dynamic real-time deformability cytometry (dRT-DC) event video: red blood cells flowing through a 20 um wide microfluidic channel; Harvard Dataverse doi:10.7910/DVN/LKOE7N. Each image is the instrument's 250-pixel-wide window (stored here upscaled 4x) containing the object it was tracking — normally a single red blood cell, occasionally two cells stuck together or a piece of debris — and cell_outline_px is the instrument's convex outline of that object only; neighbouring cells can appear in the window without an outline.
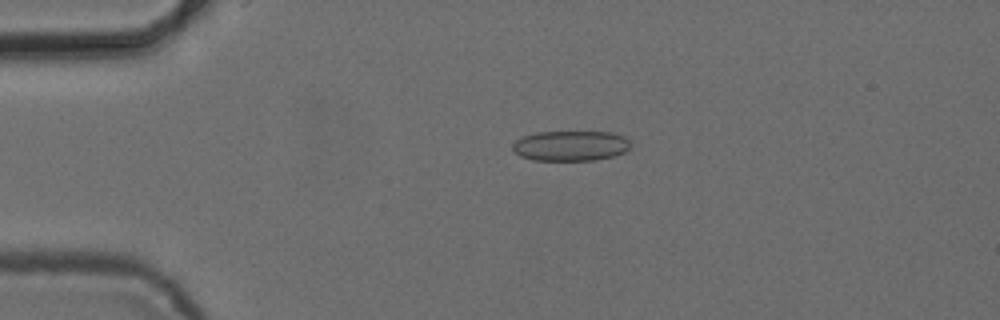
{"species": "common noctule bat (a hibernating species)", "species_latin": "Nyctalus noctula", "temperature_condition": "cold", "stored_images_in_passage": 5, "camera_frame_rate_fps": 3000, "um_per_image_px": 0.085, "animal": {"sex": "female", "body_mass_g": 24.6, "forearm_length_mm": 56.2}, "frame": {"image": 1, "passage_image": 4, "time_ms": 3.667, "image_size_px": [1000, 320], "cell_outline_px": [[628, 148], [624, 152], [612, 156], [596, 160], [532, 160], [520, 156], [512, 152], [512, 144], [516, 140], [524, 136], [536, 132], [612, 132], [624, 136], [628, 140]], "centroid_in_image_um": [48.45, 12.39], "position_along_channel_um": 36.6, "area_um2": 20.75}}